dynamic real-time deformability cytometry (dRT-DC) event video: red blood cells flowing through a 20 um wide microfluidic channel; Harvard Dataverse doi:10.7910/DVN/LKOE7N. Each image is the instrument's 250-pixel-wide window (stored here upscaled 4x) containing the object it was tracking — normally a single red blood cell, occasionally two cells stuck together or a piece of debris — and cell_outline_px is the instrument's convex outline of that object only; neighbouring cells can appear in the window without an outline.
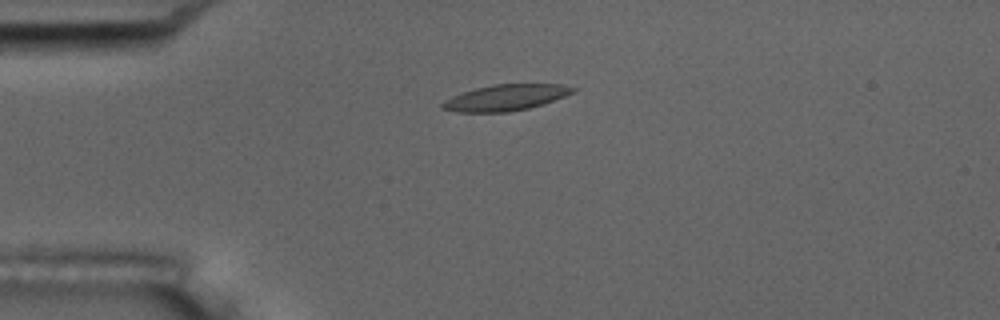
{"species": "common noctule bat (a hibernating species)", "species_latin": "Nyctalus noctula", "temperature_condition": "room temperature", "stored_images_in_passage": 33, "camera_frame_rate_fps": 3000, "um_per_image_px": 0.085, "animal": {"sex": "male", "body_mass_g": 17.5, "forearm_length_mm": 52.3}, "frame": {"image": 1, "passage_image": 1, "time_ms": 0.0, "image_size_px": [1000, 320], "cell_outline_px": [[576, 88], [572, 92], [564, 96], [544, 104], [528, 108], [508, 112], [456, 112], [440, 108], [440, 104], [444, 100], [452, 96], [476, 88], [496, 84], [560, 84]], "centroid_in_image_um": [42.94, 8.3], "position_along_channel_um": 42.1, "area_um2": 19.65}}
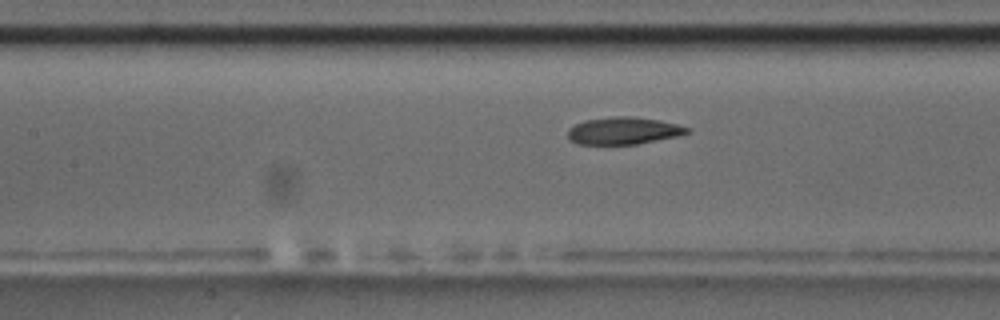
{"frame": {"image": 2, "passage_image": 12, "time_ms": 3.667, "image_size_px": [1000, 320], "cell_outline_px": [[692, 132], [676, 136], [636, 144], [580, 144], [572, 140], [568, 136], [568, 128], [584, 120], [612, 116], [636, 116], [660, 120], [692, 128]], "centroid_in_image_um": [53.03, 11.09], "position_along_channel_um": 154.4, "area_um2": 18.96}}
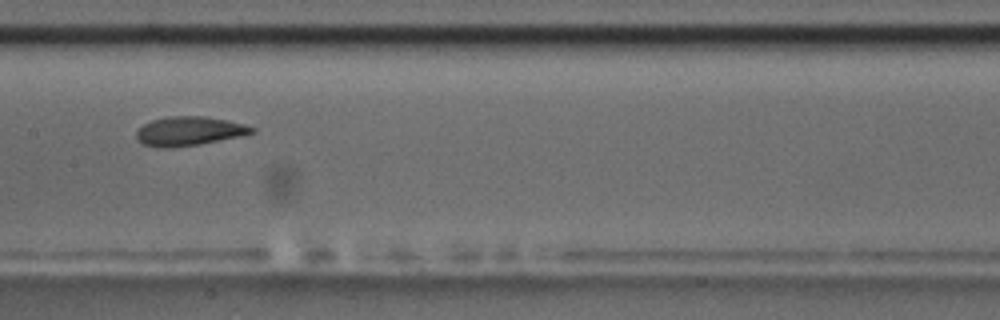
{"frame": {"image": 3, "passage_image": 15, "time_ms": 4.667, "image_size_px": [1000, 320], "cell_outline_px": [[256, 132], [240, 136], [200, 144], [172, 148], [156, 148], [144, 144], [136, 140], [136, 132], [144, 124], [152, 120], [168, 116], [204, 116], [244, 124], [256, 128]], "centroid_in_image_um": [16.05, 11.16], "position_along_channel_um": 191.3, "area_um2": 19.59}, "authors_computed_cell_mechanics": {"area_um2": 19.5942, "velocity_mm_per_s": 3.7275, "shape_relaxation_time_tau1_ms": 5.3075, "shape_relaxation_time_tau2_ms": 2.4707, "deformation_change_tau1": 0.1567, "deformation_change_tau2": 0.0865}}